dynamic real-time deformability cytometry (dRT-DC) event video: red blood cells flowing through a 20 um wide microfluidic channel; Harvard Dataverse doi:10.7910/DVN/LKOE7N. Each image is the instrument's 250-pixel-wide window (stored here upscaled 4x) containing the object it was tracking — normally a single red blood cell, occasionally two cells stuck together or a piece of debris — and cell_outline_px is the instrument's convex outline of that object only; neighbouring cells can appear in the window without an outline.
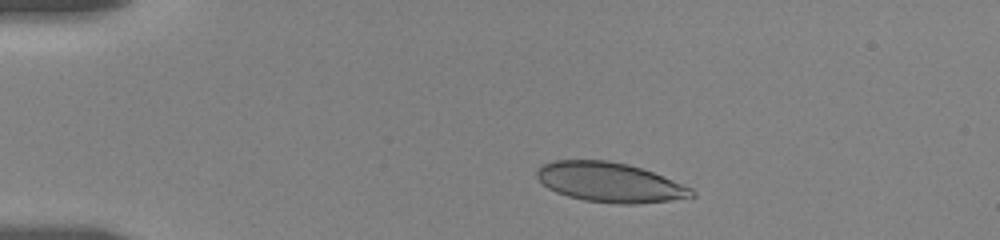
{"species": "human", "species_latin": "Homo sapiens", "temperature_condition": "room temperature", "stored_images_in_passage": 6, "camera_frame_rate_fps": 3000, "um_per_image_px": 0.085, "donor": {"sex": "female"}, "frame": {"image": 1, "passage_image": 3, "time_ms": 2.0, "image_size_px": [1000, 240], "cell_outline_px": [[696, 196], [668, 200], [636, 204], [616, 204], [584, 200], [568, 196], [556, 192], [548, 188], [536, 176], [536, 172], [540, 164], [552, 160], [608, 160], [628, 164], [652, 172], [692, 188], [696, 192]], "centroid_in_image_um": [51.8, 15.49], "position_along_channel_um": 33.2, "area_um2": 35.72}}
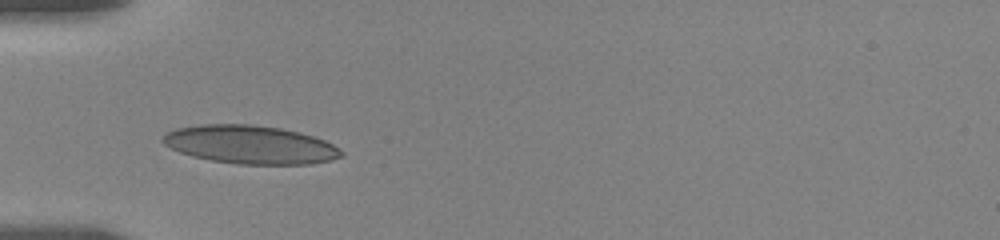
{"frame": {"image": 2, "passage_image": 5, "time_ms": 4.333, "image_size_px": [1000, 240], "cell_outline_px": [[344, 156], [332, 160], [312, 164], [236, 164], [212, 160], [192, 156], [180, 152], [164, 144], [160, 140], [168, 132], [176, 128], [200, 124], [252, 124], [280, 128], [300, 132], [324, 140], [332, 144], [344, 152]], "centroid_in_image_um": [21.29, 12.29], "position_along_channel_um": 63.7, "area_um2": 39.94}}
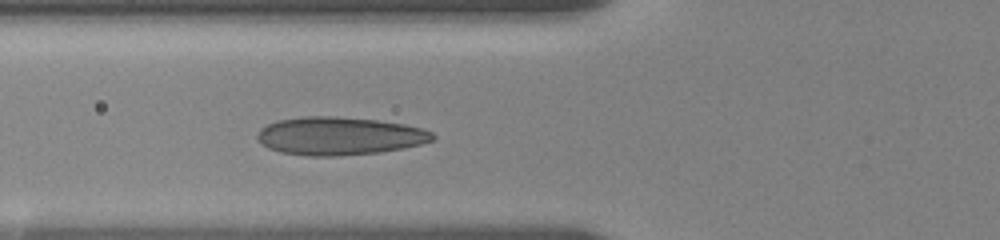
{"frame": {"image": 3, "passage_image": 6, "time_ms": 5.333, "image_size_px": [1000, 240], "cell_outline_px": [[436, 136], [432, 140], [420, 144], [404, 148], [380, 152], [336, 156], [308, 156], [280, 152], [268, 148], [256, 136], [260, 128], [276, 120], [304, 116], [336, 116], [376, 120], [404, 124], [424, 128], [432, 132]], "centroid_in_image_um": [28.85, 11.55], "position_along_channel_um": 96.9, "area_um2": 38.96}}